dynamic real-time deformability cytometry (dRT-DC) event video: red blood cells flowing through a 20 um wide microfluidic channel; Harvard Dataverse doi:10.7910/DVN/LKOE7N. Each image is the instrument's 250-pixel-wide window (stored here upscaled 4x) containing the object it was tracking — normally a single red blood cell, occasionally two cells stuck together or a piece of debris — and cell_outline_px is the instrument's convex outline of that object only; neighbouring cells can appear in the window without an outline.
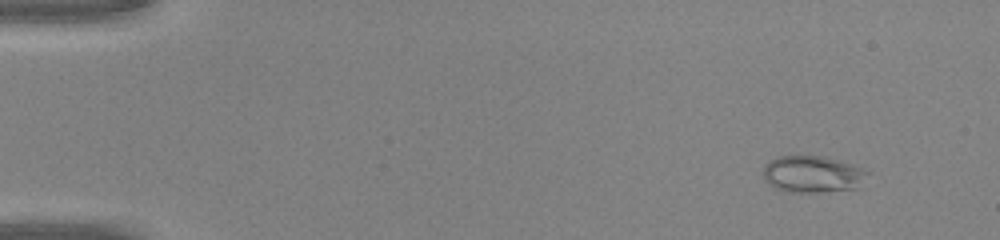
{"species": "common noctule bat (a hibernating species)", "species_latin": "Nyctalus noctula", "temperature_condition": "warm", "stored_images_in_passage": 44, "camera_frame_rate_fps": 3000, "um_per_image_px": 0.085, "animal": {"sex": "male", "body_mass_g": 20.0, "forearm_length_mm": 53.3}, "frame": {"image": 1, "passage_image": 2, "time_ms": 0.333, "image_size_px": [1000, 240], "cell_outline_px": [[868, 172], [864, 188], [816, 192], [784, 192], [768, 184], [764, 180], [764, 168], [772, 160], [780, 156], [824, 156], [860, 168]], "centroid_in_image_um": [69.1, 14.84], "position_along_channel_um": 15.9, "area_um2": 22.31}}
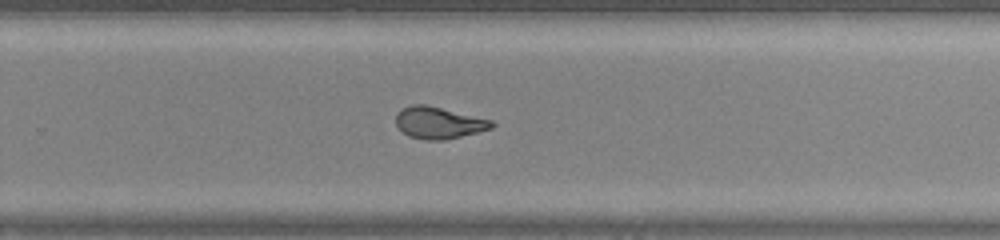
{"frame": {"image": 2, "passage_image": 29, "time_ms": 9.333, "image_size_px": [1000, 240], "cell_outline_px": [[496, 124], [492, 128], [444, 140], [424, 140], [408, 136], [396, 124], [396, 112], [400, 108], [412, 104], [424, 104], [492, 120]], "centroid_in_image_um": [37.25, 10.43], "position_along_channel_um": 292.5, "area_um2": 17.63}}
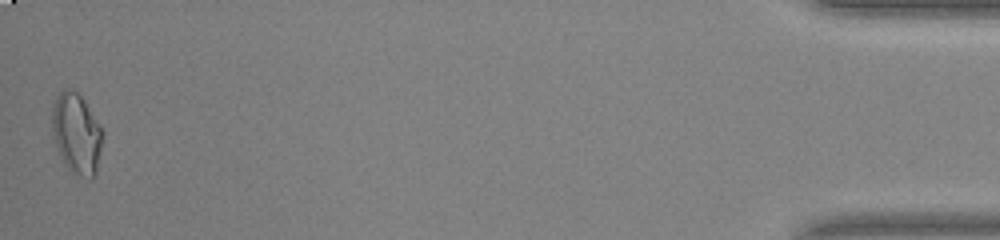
{"frame": {"image": 3, "passage_image": 44, "time_ms": 14.333, "image_size_px": [1000, 240], "cell_outline_px": [[104, 132], [96, 176], [88, 180], [72, 172], [64, 164], [60, 156], [52, 136], [52, 104], [56, 96], [64, 88], [72, 88], [84, 100], [100, 124]], "centroid_in_image_um": [6.51, 11.36], "position_along_channel_um": 428.7, "area_um2": 24.22}}